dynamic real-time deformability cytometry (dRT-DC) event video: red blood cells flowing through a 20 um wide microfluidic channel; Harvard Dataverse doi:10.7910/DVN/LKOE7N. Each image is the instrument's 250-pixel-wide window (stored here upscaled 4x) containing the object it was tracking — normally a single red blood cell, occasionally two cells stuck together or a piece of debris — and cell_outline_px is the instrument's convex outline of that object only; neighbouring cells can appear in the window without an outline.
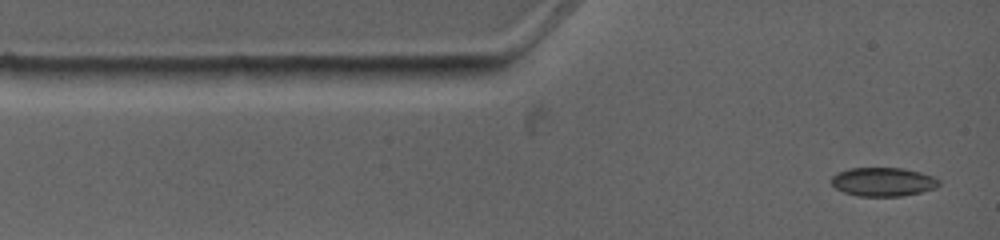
{"species": "common noctule bat (a hibernating species)", "species_latin": "Nyctalus noctula", "temperature_condition": "warm", "stored_images_in_passage": 8, "camera_frame_rate_fps": 4500, "um_per_image_px": 0.085, "animal": {"sex": "female", "body_mass_g": 19.0, "forearm_length_mm": 53.3}, "frame": {"image": 1, "passage_image": 1, "time_ms": 0.0, "image_size_px": [1000, 240], "cell_outline_px": [[940, 184], [936, 188], [920, 192], [900, 196], [860, 196], [844, 192], [836, 188], [832, 184], [832, 176], [836, 172], [848, 168], [904, 168], [920, 172], [932, 176], [940, 180]], "centroid_in_image_um": [75.06, 15.45], "position_along_channel_um": 9.9, "area_um2": 18.03}}
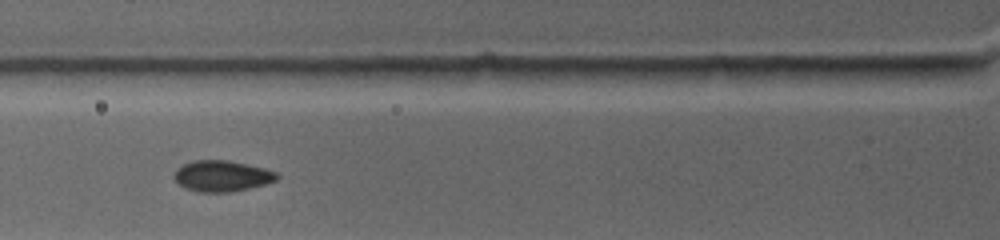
{"frame": {"image": 2, "passage_image": 5, "time_ms": 3.333, "image_size_px": [1000, 240], "cell_outline_px": [[280, 176], [276, 180], [264, 184], [232, 192], [196, 192], [184, 188], [176, 184], [172, 176], [176, 168], [192, 160], [228, 160], [264, 168], [276, 172]], "centroid_in_image_um": [18.79, 14.96], "position_along_channel_um": 107.0, "area_um2": 18.79}}
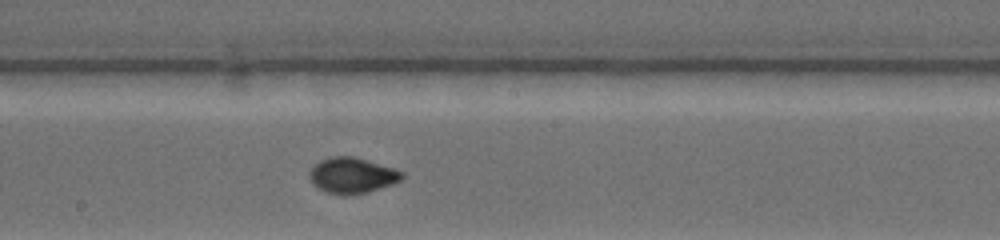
{"frame": {"image": 3, "passage_image": 8, "time_ms": 6.222, "image_size_px": [1000, 240], "cell_outline_px": [[404, 176], [400, 180], [392, 184], [368, 192], [348, 196], [328, 192], [312, 184], [308, 176], [312, 168], [320, 160], [332, 156], [352, 156], [396, 168], [404, 172]], "centroid_in_image_um": [29.95, 14.91], "position_along_channel_um": 218.3, "area_um2": 19.25}}